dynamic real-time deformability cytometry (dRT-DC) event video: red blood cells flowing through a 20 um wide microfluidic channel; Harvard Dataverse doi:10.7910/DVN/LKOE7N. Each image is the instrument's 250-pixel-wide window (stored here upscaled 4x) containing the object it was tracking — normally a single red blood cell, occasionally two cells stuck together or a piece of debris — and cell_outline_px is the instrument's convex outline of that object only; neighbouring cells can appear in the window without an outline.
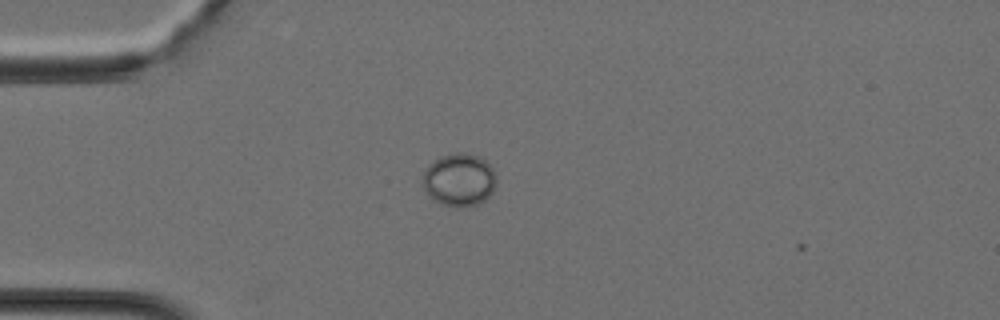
{"species": "Egyptian fruit bat (a non-hibernating species)", "species_latin": "Rousettus aegyptiacus", "temperature_condition": "cold", "stored_images_in_passage": 6, "camera_frame_rate_fps": 3000, "um_per_image_px": 0.085, "animal": {"sex": "female"}, "frame": {"image": 1, "passage_image": 4, "time_ms": 1.0, "image_size_px": [1000, 320], "cell_outline_px": [[496, 184], [492, 192], [484, 200], [476, 204], [456, 208], [444, 204], [428, 196], [424, 188], [424, 172], [428, 164], [440, 156], [456, 152], [464, 152], [480, 156], [496, 172]], "centroid_in_image_um": [39.04, 15.26], "position_along_channel_um": 46.0, "area_um2": 22.66}}